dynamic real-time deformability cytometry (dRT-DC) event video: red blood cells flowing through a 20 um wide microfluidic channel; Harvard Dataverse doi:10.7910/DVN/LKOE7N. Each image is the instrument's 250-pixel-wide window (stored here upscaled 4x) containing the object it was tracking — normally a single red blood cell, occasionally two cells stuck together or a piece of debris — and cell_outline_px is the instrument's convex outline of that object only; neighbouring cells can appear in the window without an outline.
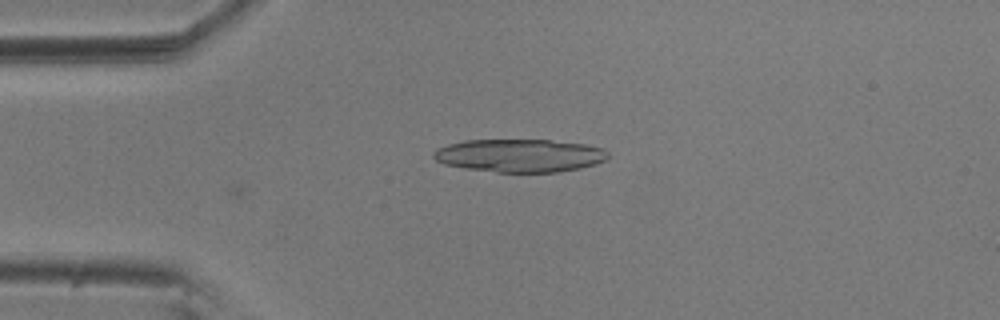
{"species": "common noctule bat (a hibernating species)", "species_latin": "Nyctalus noctula", "temperature_condition": "room temperature", "stored_images_in_passage": 3, "camera_frame_rate_fps": 3000, "um_per_image_px": 0.085, "animal": {"sex": "male", "body_mass_g": 20.5, "forearm_length_mm": 52.5}, "frame": {"image": 1, "passage_image": 1, "time_ms": 0.0, "image_size_px": [1000, 320], "cell_outline_px": [[608, 156], [604, 160], [596, 164], [580, 168], [560, 172], [496, 172], [464, 168], [444, 164], [436, 160], [432, 156], [432, 152], [436, 148], [448, 144], [464, 140], [548, 140], [584, 144], [604, 148], [608, 152]], "centroid_in_image_um": [44.15, 13.22], "position_along_channel_um": 40.9, "area_um2": 33.7}}